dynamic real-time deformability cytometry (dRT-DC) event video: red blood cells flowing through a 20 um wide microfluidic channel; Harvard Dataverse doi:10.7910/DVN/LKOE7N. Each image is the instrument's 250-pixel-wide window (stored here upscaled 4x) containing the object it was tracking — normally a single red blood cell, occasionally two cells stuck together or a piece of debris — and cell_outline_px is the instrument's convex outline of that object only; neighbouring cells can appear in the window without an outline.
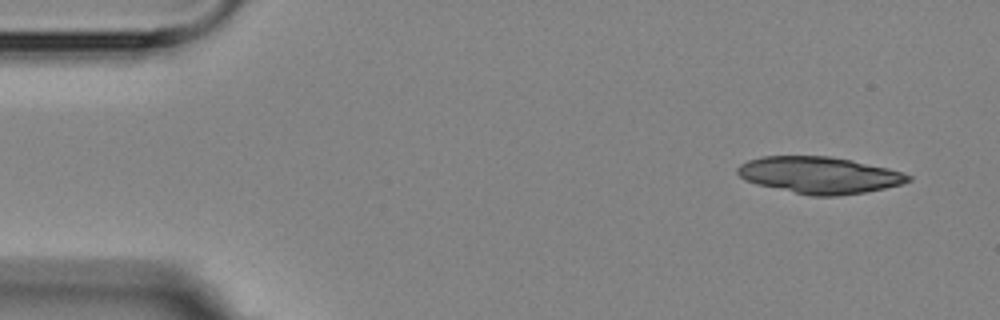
{"species": "Egyptian fruit bat (a non-hibernating species)", "species_latin": "Rousettus aegyptiacus", "temperature_condition": "room temperature", "stored_images_in_passage": 10, "camera_frame_rate_fps": 3000, "um_per_image_px": 0.085, "animal": {"sex": "female"}, "frame": {"image": 1, "passage_image": 1, "time_ms": 0.0, "image_size_px": [1000, 320], "cell_outline_px": [[912, 180], [904, 184], [864, 192], [836, 196], [812, 196], [756, 184], [744, 180], [736, 172], [736, 168], [740, 164], [748, 160], [764, 156], [828, 156], [852, 160], [888, 168], [912, 176]], "centroid_in_image_um": [69.64, 14.88], "position_along_channel_um": 15.4, "area_um2": 36.47}}
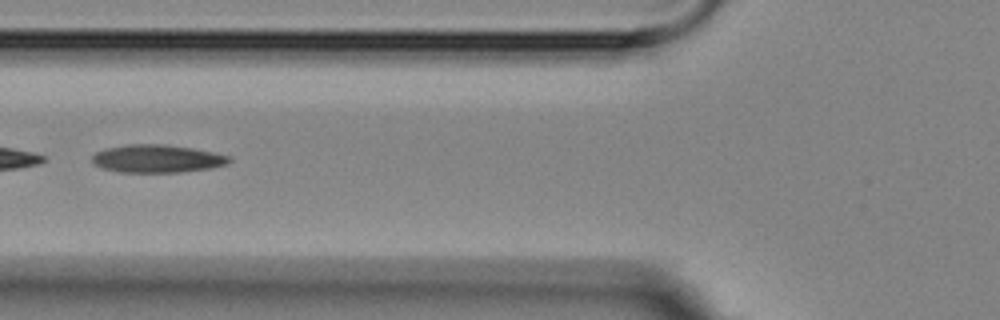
{"frame": {"image": 2, "passage_image": 6, "time_ms": 5.667, "image_size_px": [1000, 320], "cell_outline_px": [[232, 160], [228, 164], [212, 168], [180, 172], [120, 172], [100, 168], [92, 164], [92, 156], [96, 152], [108, 148], [128, 144], [168, 144], [192, 148], [212, 152], [228, 156]], "centroid_in_image_um": [13.34, 13.49], "position_along_channel_um": 112.5, "area_um2": 22.37}}
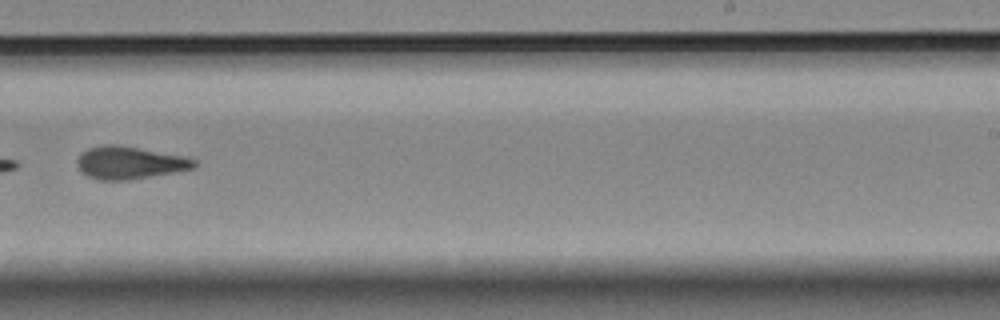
{"frame": {"image": 3, "passage_image": 10, "time_ms": 10.333, "image_size_px": [1000, 320], "cell_outline_px": [[200, 164], [196, 168], [128, 180], [100, 180], [88, 176], [80, 168], [76, 160], [80, 152], [88, 148], [104, 144], [116, 144], [188, 156], [196, 160]], "centroid_in_image_um": [11.07, 13.81], "position_along_channel_um": 277.9, "area_um2": 22.43}}